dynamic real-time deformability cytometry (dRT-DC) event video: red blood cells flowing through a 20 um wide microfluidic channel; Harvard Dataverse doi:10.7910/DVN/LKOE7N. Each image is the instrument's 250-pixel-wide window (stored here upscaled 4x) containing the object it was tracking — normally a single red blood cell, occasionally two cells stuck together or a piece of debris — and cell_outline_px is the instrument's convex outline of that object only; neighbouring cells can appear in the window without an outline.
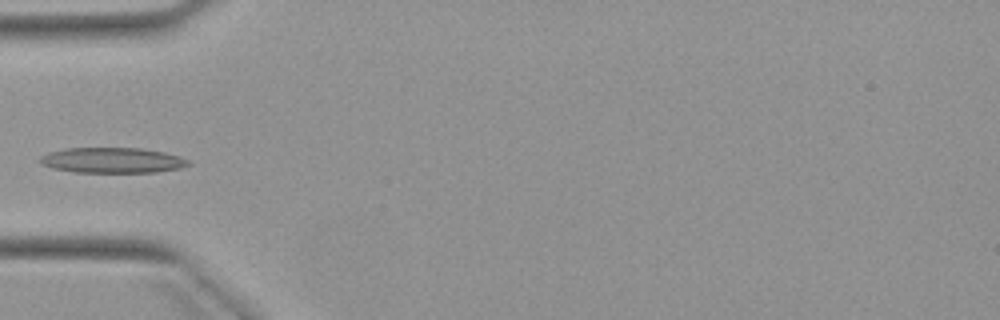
{"species": "Egyptian fruit bat (a non-hibernating species)", "species_latin": "Rousettus aegyptiacus", "temperature_condition": "warm", "stored_images_in_passage": 5, "camera_frame_rate_fps": 3000, "um_per_image_px": 0.085, "animal": {"sex": "female"}, "frame": {"image": 1, "passage_image": 5, "time_ms": 5.667, "image_size_px": [1000, 320], "cell_outline_px": [[192, 164], [180, 168], [156, 172], [72, 172], [52, 168], [40, 164], [40, 156], [48, 152], [64, 148], [140, 148], [164, 152], [180, 156], [188, 160]], "centroid_in_image_um": [9.53, 13.62], "position_along_channel_um": 75.5, "area_um2": 22.08}}